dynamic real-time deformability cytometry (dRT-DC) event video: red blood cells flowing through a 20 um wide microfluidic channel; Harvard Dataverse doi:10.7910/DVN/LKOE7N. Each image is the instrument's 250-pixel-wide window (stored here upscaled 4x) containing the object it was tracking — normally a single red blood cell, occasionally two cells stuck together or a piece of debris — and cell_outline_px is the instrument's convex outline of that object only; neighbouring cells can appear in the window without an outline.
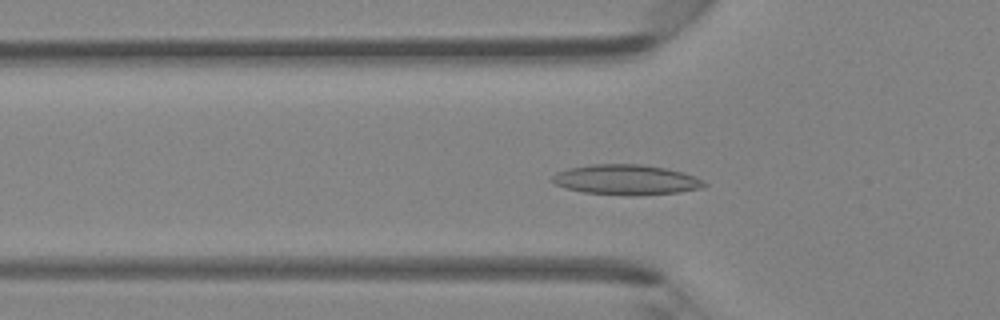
{"species": "Egyptian fruit bat (a non-hibernating species)", "species_latin": "Rousettus aegyptiacus", "temperature_condition": "room temperature", "stored_images_in_passage": 45, "camera_frame_rate_fps": 3000, "um_per_image_px": 0.085, "animal": {"sex": "female"}, "frame": {"image": 1, "passage_image": 15, "time_ms": 4.667, "image_size_px": [1000, 320], "cell_outline_px": [[708, 184], [700, 188], [680, 192], [584, 192], [552, 184], [548, 180], [556, 172], [568, 168], [592, 164], [640, 164], [664, 168], [684, 172], [696, 176], [704, 180]], "centroid_in_image_um": [53.18, 15.21], "position_along_channel_um": 72.6, "area_um2": 25.55}}
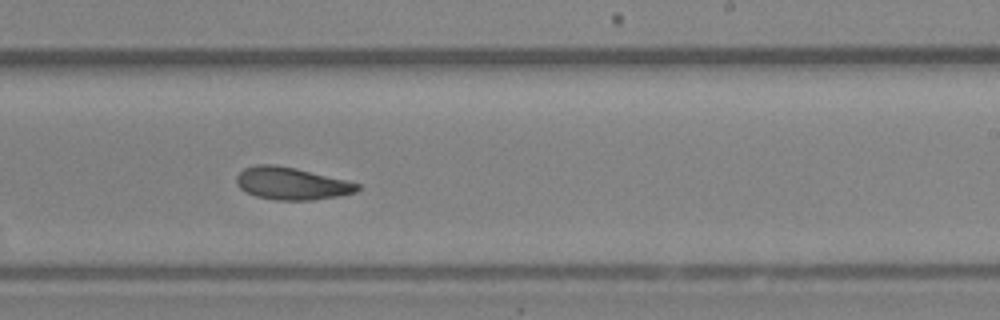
{"frame": {"image": 2, "passage_image": 28, "time_ms": 9.0, "image_size_px": [1000, 320], "cell_outline_px": [[360, 188], [356, 192], [340, 196], [312, 200], [276, 200], [256, 196], [240, 188], [236, 184], [236, 176], [244, 168], [256, 164], [272, 164], [296, 168], [360, 184]], "centroid_in_image_um": [24.77, 15.6], "position_along_channel_um": 264.2, "area_um2": 22.72}}
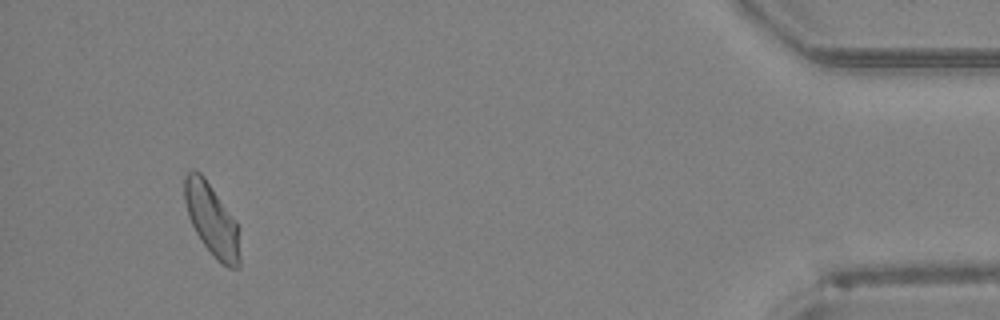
{"frame": {"image": 3, "passage_image": 43, "time_ms": 14.0, "image_size_px": [1000, 320], "cell_outline_px": [[240, 264], [236, 268], [228, 268], [200, 240], [188, 216], [184, 200], [184, 176], [192, 168], [200, 172], [204, 176], [236, 220], [240, 228]], "centroid_in_image_um": [18.02, 18.64], "position_along_channel_um": 417.2, "area_um2": 23.29}}